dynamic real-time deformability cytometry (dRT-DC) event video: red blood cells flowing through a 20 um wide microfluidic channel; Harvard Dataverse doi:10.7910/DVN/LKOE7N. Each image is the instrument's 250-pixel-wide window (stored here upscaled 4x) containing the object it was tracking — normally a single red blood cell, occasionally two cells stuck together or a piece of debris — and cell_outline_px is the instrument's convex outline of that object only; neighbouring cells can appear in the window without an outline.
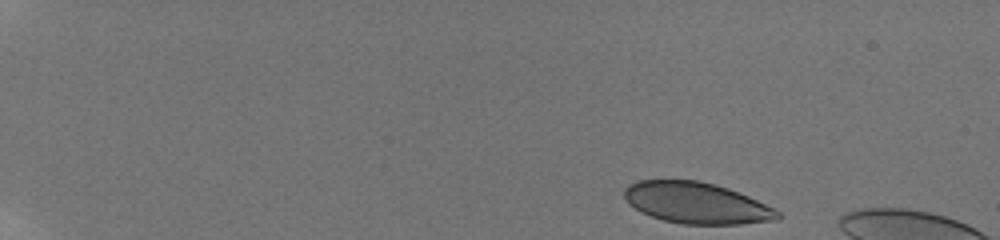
{"species": "human", "species_latin": "Homo sapiens", "temperature_condition": "room temperature", "stored_images_in_passage": 14, "camera_frame_rate_fps": 3000, "um_per_image_px": 0.085, "donor": {"sex": "male"}, "frame": {"image": 1, "passage_image": 1, "time_ms": 0.0, "image_size_px": [1000, 240], "cell_outline_px": [[784, 216], [776, 220], [740, 224], [684, 224], [664, 220], [652, 216], [628, 204], [624, 196], [624, 188], [628, 184], [636, 180], [700, 180], [716, 184], [728, 188], [748, 196], [780, 212]], "centroid_in_image_um": [59.19, 17.24], "position_along_channel_um": 25.8, "area_um2": 36.76}}